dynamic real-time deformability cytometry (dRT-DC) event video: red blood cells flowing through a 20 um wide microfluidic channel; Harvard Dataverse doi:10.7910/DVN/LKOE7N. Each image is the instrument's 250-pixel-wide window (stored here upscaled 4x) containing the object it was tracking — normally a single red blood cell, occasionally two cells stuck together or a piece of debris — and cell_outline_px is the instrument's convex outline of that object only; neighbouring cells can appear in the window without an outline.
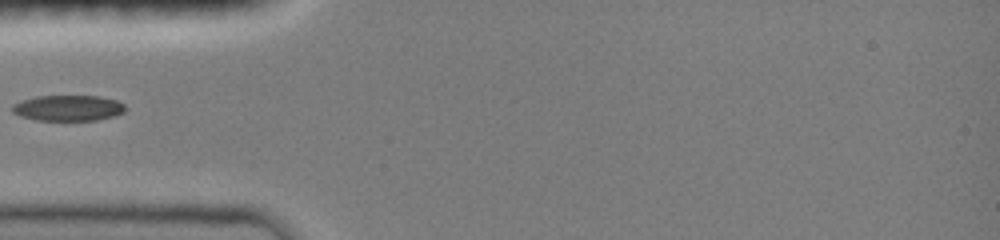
{"species": "common noctule bat (a hibernating species)", "species_latin": "Nyctalus noctula", "temperature_condition": "room temperature", "stored_images_in_passage": 14, "camera_frame_rate_fps": 3000, "um_per_image_px": 0.085, "animal": {"sex": "female", "body_mass_g": 19.0, "forearm_length_mm": 51.5}, "frame": {"image": 1, "passage_image": 5, "time_ms": 4.333, "image_size_px": [1000, 240], "cell_outline_px": [[124, 112], [112, 116], [96, 120], [36, 120], [20, 116], [12, 112], [12, 104], [20, 100], [36, 96], [100, 96], [116, 100], [124, 104]], "centroid_in_image_um": [5.74, 9.17], "position_along_channel_um": 79.3, "area_um2": 16.94}}
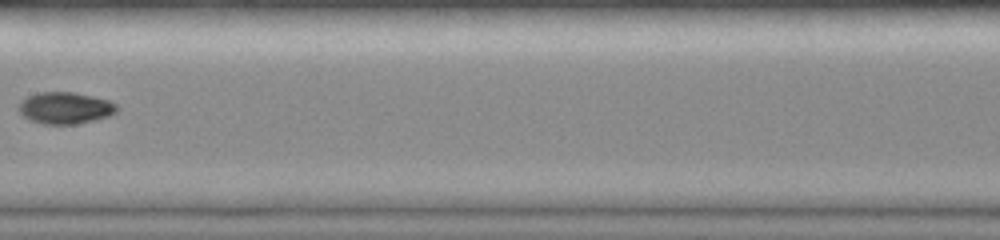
{"frame": {"image": 2, "passage_image": 8, "time_ms": 7.333, "image_size_px": [1000, 240], "cell_outline_px": [[116, 112], [108, 116], [76, 124], [44, 124], [32, 120], [24, 116], [20, 112], [20, 100], [28, 96], [40, 92], [72, 92], [92, 96], [108, 100], [116, 104]], "centroid_in_image_um": [5.53, 9.17], "position_along_channel_um": 201.9, "area_um2": 17.8}}
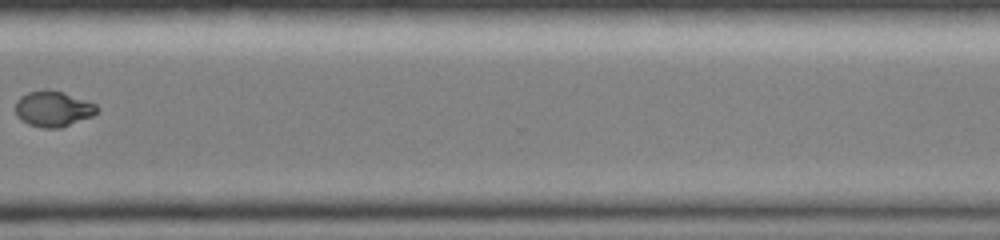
{"frame": {"image": 3, "passage_image": 12, "time_ms": 11.333, "image_size_px": [1000, 240], "cell_outline_px": [[100, 108], [92, 116], [60, 128], [44, 128], [28, 124], [20, 120], [16, 116], [16, 100], [20, 96], [28, 92], [60, 92], [96, 104]], "centroid_in_image_um": [4.49, 9.3], "position_along_channel_um": 366.1, "area_um2": 16.42}, "authors_computed_cell_mechanics": {"area_um2": 17.6868, "velocity_mm_per_s": 4.0968, "shape_relaxation_time_tau1_ms": 5.049, "shape_relaxation_time_tau2_ms": null, "deformation_change_tau1": 0.2077, "deformation_change_tau2": null}}